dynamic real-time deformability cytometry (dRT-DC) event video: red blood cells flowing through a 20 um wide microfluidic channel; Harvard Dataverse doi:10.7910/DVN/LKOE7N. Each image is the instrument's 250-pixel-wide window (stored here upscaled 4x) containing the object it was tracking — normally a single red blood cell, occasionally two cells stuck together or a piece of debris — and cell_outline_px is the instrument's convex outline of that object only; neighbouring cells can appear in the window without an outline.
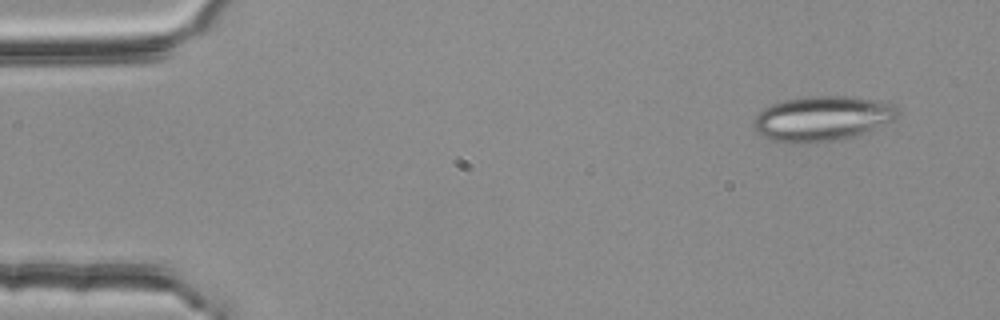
{"species": "common noctule bat (a hibernating species)", "species_latin": "Nyctalus noctula", "temperature_condition": "room temperature", "stored_images_in_passage": 5, "camera_frame_rate_fps": 3000, "um_per_image_px": 0.085, "animal": {"sex": "female", "body_mass_g": 25.1}, "frame": {"image": 1, "passage_image": 1, "time_ms": 0.0, "image_size_px": [1000, 320], "cell_outline_px": [[900, 112], [892, 120], [856, 136], [836, 140], [804, 144], [772, 140], [764, 136], [752, 124], [752, 120], [764, 108], [772, 104], [784, 100], [812, 96], [856, 96], [896, 104]], "centroid_in_image_um": [69.91, 10.06], "position_along_channel_um": 15.1, "area_um2": 37.63}}